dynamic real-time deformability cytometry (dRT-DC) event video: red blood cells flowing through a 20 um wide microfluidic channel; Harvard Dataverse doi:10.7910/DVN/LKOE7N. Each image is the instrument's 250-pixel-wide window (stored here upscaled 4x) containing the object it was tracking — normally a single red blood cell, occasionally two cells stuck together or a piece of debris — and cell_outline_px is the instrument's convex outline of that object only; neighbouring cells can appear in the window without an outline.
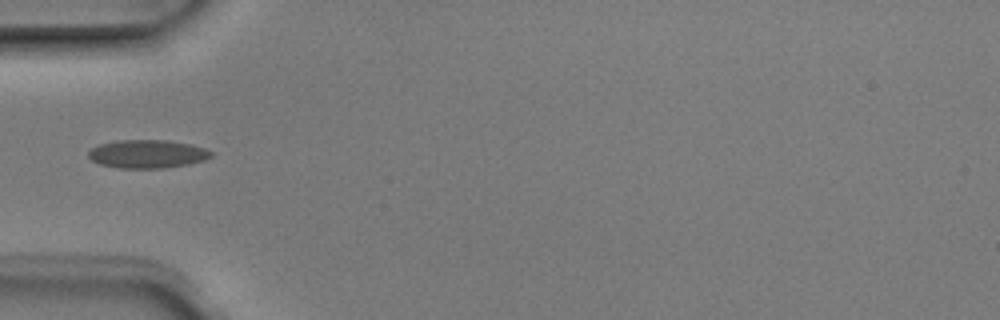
{"species": "Egyptian fruit bat (a non-hibernating species)", "species_latin": "Rousettus aegyptiacus", "temperature_condition": "room temperature", "stored_images_in_passage": 4, "camera_frame_rate_fps": 3000, "um_per_image_px": 0.085, "animal": {"sex": "male"}, "frame": {"image": 1, "passage_image": 3, "time_ms": 0.667, "image_size_px": [1000, 320], "cell_outline_px": [[212, 156], [204, 160], [188, 164], [164, 168], [116, 168], [100, 164], [92, 160], [88, 156], [88, 152], [92, 148], [100, 144], [116, 140], [168, 140], [192, 144], [204, 148], [212, 152]], "centroid_in_image_um": [12.52, 13.08], "position_along_channel_um": 72.5, "area_um2": 20.29}}
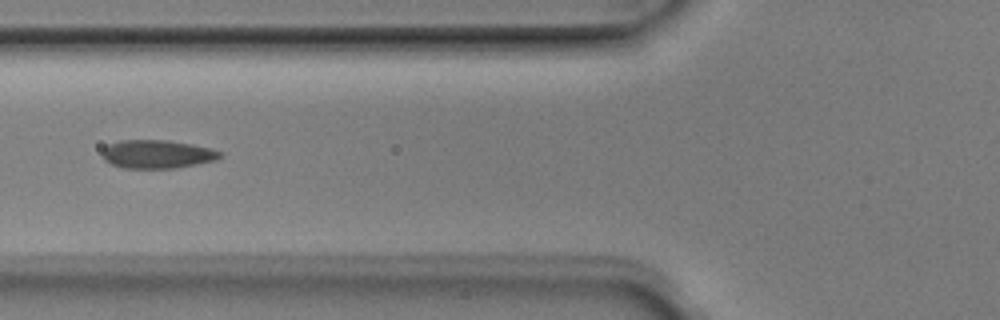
{"frame": {"image": 2, "passage_image": 4, "time_ms": 1.0, "image_size_px": [1000, 320], "cell_outline_px": [[224, 156], [216, 160], [176, 168], [124, 168], [112, 164], [104, 160], [104, 148], [108, 144], [120, 140], [168, 140], [192, 144], [212, 148], [224, 152]], "centroid_in_image_um": [13.43, 13.1], "position_along_channel_um": 112.4, "area_um2": 19.59}}